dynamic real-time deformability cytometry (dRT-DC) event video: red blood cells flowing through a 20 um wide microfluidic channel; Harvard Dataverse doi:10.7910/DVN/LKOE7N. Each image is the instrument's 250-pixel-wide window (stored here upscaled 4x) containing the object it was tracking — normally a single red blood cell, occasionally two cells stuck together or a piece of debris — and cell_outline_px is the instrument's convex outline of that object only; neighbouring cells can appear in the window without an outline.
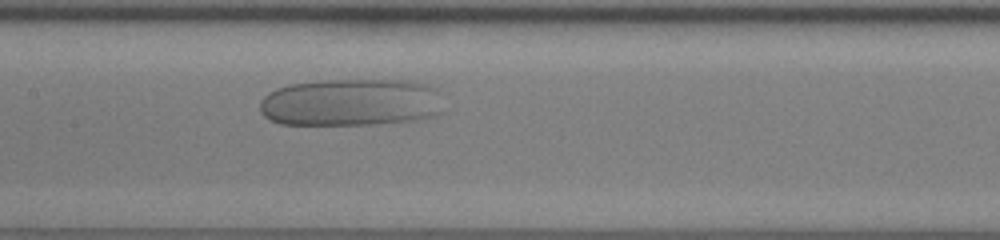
{"species": "human", "species_latin": "Homo sapiens", "temperature_condition": "room temperature", "stored_images_in_passage": 35, "camera_frame_rate_fps": 3000, "um_per_image_px": 0.085, "donor": {"sex": "female"}, "frame": {"image": 1, "passage_image": 15, "time_ms": 4.667, "image_size_px": [1000, 240], "cell_outline_px": [[444, 112], [432, 116], [412, 120], [372, 124], [280, 124], [264, 116], [260, 112], [260, 100], [268, 92], [276, 88], [288, 84], [324, 80], [412, 80], [428, 84], [436, 88]], "centroid_in_image_um": [29.83, 8.69], "position_along_channel_um": 177.6, "area_um2": 51.15}}
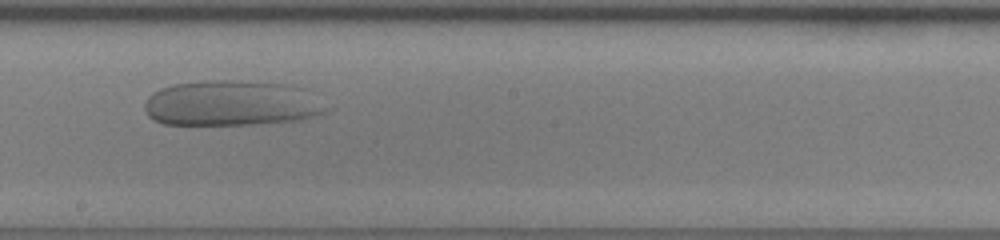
{"frame": {"image": 2, "passage_image": 19, "time_ms": 6.0, "image_size_px": [1000, 240], "cell_outline_px": [[332, 108], [324, 112], [300, 120], [252, 124], [164, 124], [152, 120], [148, 116], [144, 108], [144, 104], [148, 96], [152, 92], [160, 88], [172, 84], [204, 80], [240, 80], [288, 84], [308, 88]], "centroid_in_image_um": [19.73, 8.75], "position_along_channel_um": 228.5, "area_um2": 48.96}}
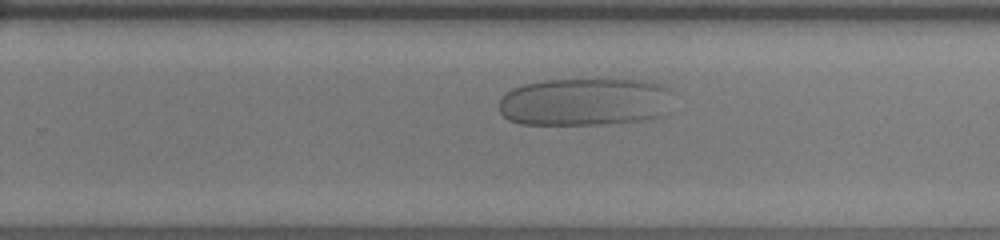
{"frame": {"image": 3, "passage_image": 23, "time_ms": 7.333, "image_size_px": [1000, 240], "cell_outline_px": [[668, 88], [660, 116], [648, 120], [600, 124], [520, 124], [508, 120], [500, 112], [500, 96], [504, 92], [512, 88], [524, 84], [544, 80], [640, 80], [660, 84]], "centroid_in_image_um": [49.56, 8.66], "position_along_channel_um": 280.2, "area_um2": 47.86}}